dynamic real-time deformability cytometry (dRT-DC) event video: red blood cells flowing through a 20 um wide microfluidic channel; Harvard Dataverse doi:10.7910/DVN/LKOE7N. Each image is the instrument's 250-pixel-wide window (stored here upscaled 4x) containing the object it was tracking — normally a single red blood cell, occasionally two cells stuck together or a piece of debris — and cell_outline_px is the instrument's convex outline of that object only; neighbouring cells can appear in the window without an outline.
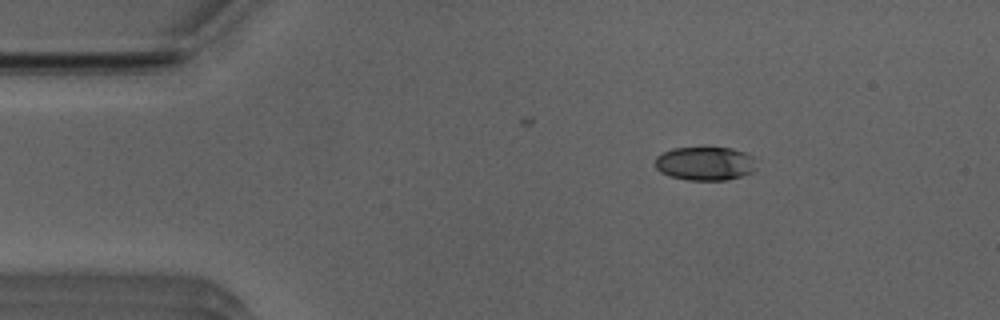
{"species": "Egyptian fruit bat (a non-hibernating species)", "species_latin": "Rousettus aegyptiacus", "temperature_condition": "room temperature", "stored_images_in_passage": 42, "camera_frame_rate_fps": 3000, "um_per_image_px": 0.085, "animal": {"sex": "male"}, "frame": {"image": 1, "passage_image": 1, "time_ms": 0.0, "image_size_px": [1000, 320], "cell_outline_px": [[756, 168], [752, 172], [728, 180], [688, 180], [668, 176], [660, 172], [656, 168], [656, 156], [672, 148], [732, 148], [744, 152], [752, 156]], "centroid_in_image_um": [59.92, 13.91], "position_along_channel_um": 25.1, "area_um2": 19.83}}
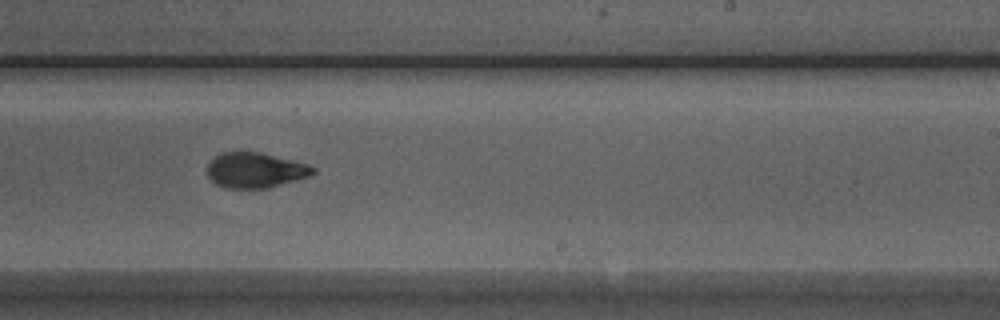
{"frame": {"image": 2, "passage_image": 24, "time_ms": 7.667, "image_size_px": [1000, 320], "cell_outline_px": [[316, 172], [308, 176], [296, 180], [268, 188], [224, 188], [216, 184], [208, 176], [208, 164], [220, 152], [260, 152], [308, 164], [316, 168]], "centroid_in_image_um": [21.7, 14.47], "position_along_channel_um": 267.3, "area_um2": 21.62}}
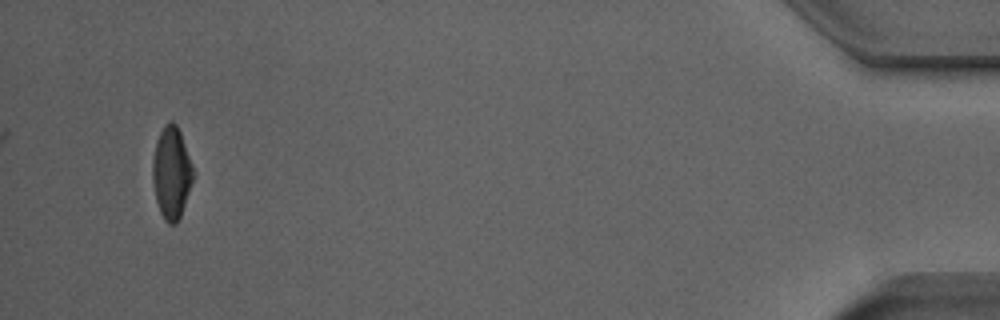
{"frame": {"image": 3, "passage_image": 42, "time_ms": 13.667, "image_size_px": [1000, 320], "cell_outline_px": [[192, 180], [180, 216], [176, 224], [168, 224], [164, 220], [160, 212], [156, 200], [152, 180], [152, 160], [156, 140], [164, 124], [172, 120], [176, 124], [180, 132], [192, 164]], "centroid_in_image_um": [14.54, 14.67], "position_along_channel_um": 420.7, "area_um2": 21.5}, "authors_computed_cell_mechanics": {"area_um2": 21.6461, "velocity_mm_per_s": 3.9746, "shape_relaxation_time_tau1_ms": 4.9923, "shape_relaxation_time_tau2_ms": 2.1462, "deformation_change_tau1": 0.1575, "deformation_change_tau2": 0.0863}}